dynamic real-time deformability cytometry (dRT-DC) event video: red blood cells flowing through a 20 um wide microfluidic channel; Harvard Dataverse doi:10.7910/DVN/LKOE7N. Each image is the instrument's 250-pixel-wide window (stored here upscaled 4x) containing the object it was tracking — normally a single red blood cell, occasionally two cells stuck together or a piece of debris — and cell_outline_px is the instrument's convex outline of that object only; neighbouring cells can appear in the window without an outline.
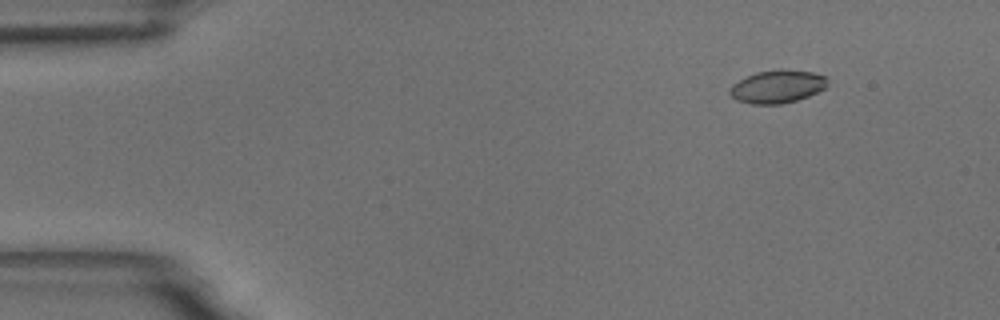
{"species": "common noctule bat (a hibernating species)", "species_latin": "Nyctalus noctula", "temperature_condition": "room temperature", "stored_images_in_passage": 15, "camera_frame_rate_fps": 3000, "um_per_image_px": 0.085, "animal": {"sex": "male", "body_mass_g": 18.8}, "frame": {"image": 1, "passage_image": 7, "time_ms": 2.0, "image_size_px": [1000, 320], "cell_outline_px": [[828, 84], [824, 88], [808, 96], [796, 100], [780, 104], [752, 104], [736, 100], [728, 92], [732, 84], [756, 72], [812, 72], [828, 76]], "centroid_in_image_um": [66.07, 7.4], "position_along_channel_um": 18.9, "area_um2": 18.03}}